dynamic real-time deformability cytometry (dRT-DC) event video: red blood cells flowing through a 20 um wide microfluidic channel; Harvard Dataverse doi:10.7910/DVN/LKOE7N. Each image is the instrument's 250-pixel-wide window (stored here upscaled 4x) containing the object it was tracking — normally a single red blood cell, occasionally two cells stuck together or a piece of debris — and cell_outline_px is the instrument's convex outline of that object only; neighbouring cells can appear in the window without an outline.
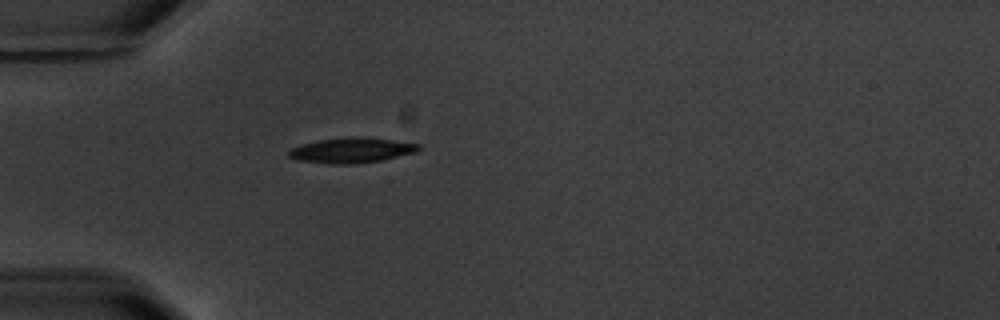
{"species": "common noctule bat (a hibernating species)", "species_latin": "Nyctalus noctula", "temperature_condition": "warm", "stored_images_in_passage": 5, "camera_frame_rate_fps": 3000, "um_per_image_px": 0.085, "animal": {"sex": "male", "body_mass_g": 20.1, "forearm_length_mm": 53.5}, "frame": {"image": 1, "passage_image": 5, "time_ms": 4.667, "image_size_px": [1000, 320], "cell_outline_px": [[420, 148], [416, 152], [380, 160], [356, 164], [328, 164], [296, 160], [288, 156], [288, 152], [292, 148], [304, 144], [320, 140], [364, 136], [420, 144]], "centroid_in_image_um": [29.88, 12.78], "position_along_channel_um": 55.1, "area_um2": 18.84}}